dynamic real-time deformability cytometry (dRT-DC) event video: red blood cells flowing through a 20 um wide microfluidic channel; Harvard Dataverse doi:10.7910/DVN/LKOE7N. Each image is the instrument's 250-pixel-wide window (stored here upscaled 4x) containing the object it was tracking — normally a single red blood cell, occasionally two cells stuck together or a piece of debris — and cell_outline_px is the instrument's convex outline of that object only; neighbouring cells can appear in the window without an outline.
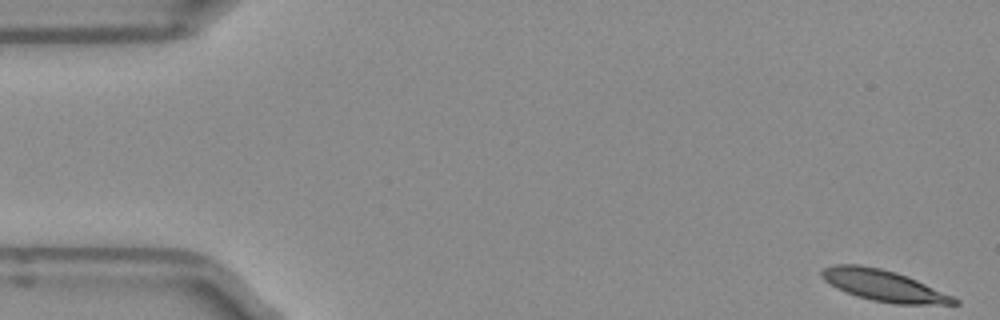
{"species": "Egyptian fruit bat (a non-hibernating species)", "species_latin": "Rousettus aegyptiacus", "temperature_condition": "room temperature", "stored_images_in_passage": 51, "camera_frame_rate_fps": 3000, "um_per_image_px": 0.085, "frame": {"image": 1, "passage_image": 1, "time_ms": 0.0, "image_size_px": [1000, 320], "cell_outline_px": [[960, 304], [892, 304], [872, 300], [856, 296], [836, 288], [824, 280], [820, 276], [820, 272], [824, 268], [836, 264], [860, 264], [880, 268], [896, 272], [908, 276], [952, 296], [960, 300]], "centroid_in_image_um": [75.09, 24.27], "position_along_channel_um": 9.9, "area_um2": 24.1}}
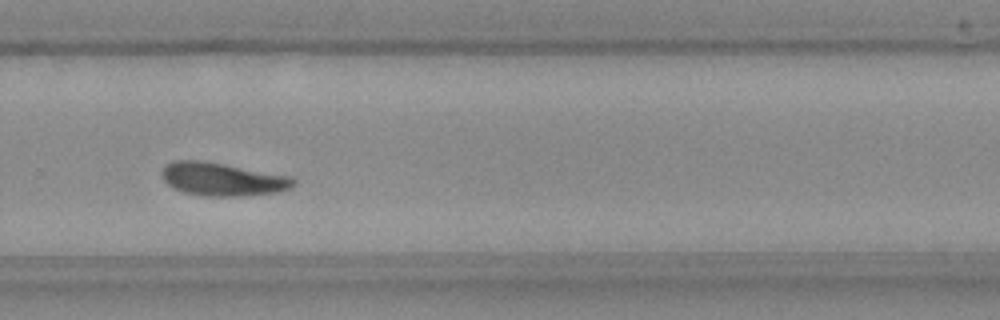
{"frame": {"image": 2, "passage_image": 34, "time_ms": 11.0, "image_size_px": [1000, 320], "cell_outline_px": [[296, 184], [292, 188], [280, 192], [248, 196], [204, 196], [184, 192], [168, 184], [164, 180], [160, 172], [168, 164], [176, 160], [204, 160], [288, 176], [296, 180]], "centroid_in_image_um": [18.94, 15.24], "position_along_channel_um": 310.9, "area_um2": 25.43}}
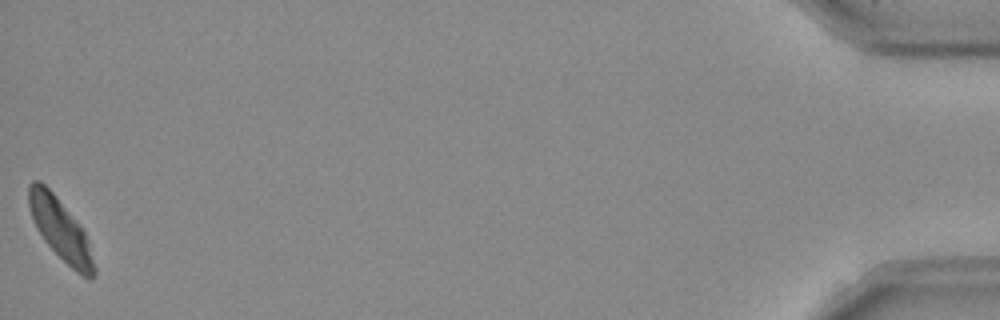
{"frame": {"image": 3, "passage_image": 51, "time_ms": 16.667, "image_size_px": [1000, 320], "cell_outline_px": [[96, 272], [92, 280], [88, 280], [76, 272], [44, 240], [36, 228], [28, 204], [28, 184], [32, 180], [40, 180], [52, 192], [84, 232], [96, 268]], "centroid_in_image_um": [5.12, 19.51], "position_along_channel_um": 430.1, "area_um2": 22.72}, "authors_computed_cell_mechanics": {"area_um2": 24.6228, "velocity_mm_per_s": 3.8863, "shape_relaxation_time_tau1_ms": null, "shape_relaxation_time_tau2_ms": 8.35, "deformation_change_tau1": null, "deformation_change_tau2": 0.1498}}